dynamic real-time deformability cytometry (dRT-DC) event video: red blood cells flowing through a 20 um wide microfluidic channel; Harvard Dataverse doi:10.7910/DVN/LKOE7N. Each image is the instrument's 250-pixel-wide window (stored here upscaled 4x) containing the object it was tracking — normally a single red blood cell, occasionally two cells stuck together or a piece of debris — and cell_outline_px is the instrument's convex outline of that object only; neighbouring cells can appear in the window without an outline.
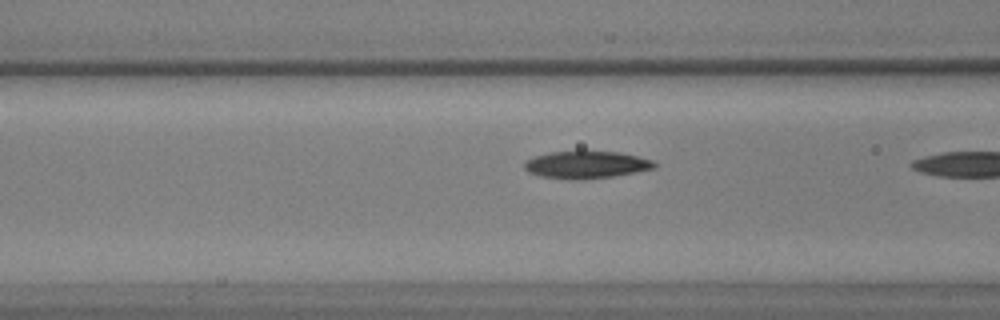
{"species": "common noctule bat (a hibernating species)", "species_latin": "Nyctalus noctula", "temperature_condition": "warm", "stored_images_in_passage": 20, "camera_frame_rate_fps": 3000, "um_per_image_px": 0.085, "animal": {"sex": "male", "body_mass_g": 17.9, "forearm_length_mm": 54.2}, "frame": {"image": 1, "passage_image": 19, "time_ms": 6.0, "image_size_px": [1000, 320], "cell_outline_px": [[660, 164], [656, 168], [636, 172], [612, 176], [576, 180], [568, 180], [540, 176], [528, 172], [524, 168], [524, 160], [536, 156], [552, 152], [580, 148], [584, 148], [620, 152], [652, 160]], "centroid_in_image_um": [49.83, 13.96], "position_along_channel_um": 116.8, "area_um2": 21.68}}